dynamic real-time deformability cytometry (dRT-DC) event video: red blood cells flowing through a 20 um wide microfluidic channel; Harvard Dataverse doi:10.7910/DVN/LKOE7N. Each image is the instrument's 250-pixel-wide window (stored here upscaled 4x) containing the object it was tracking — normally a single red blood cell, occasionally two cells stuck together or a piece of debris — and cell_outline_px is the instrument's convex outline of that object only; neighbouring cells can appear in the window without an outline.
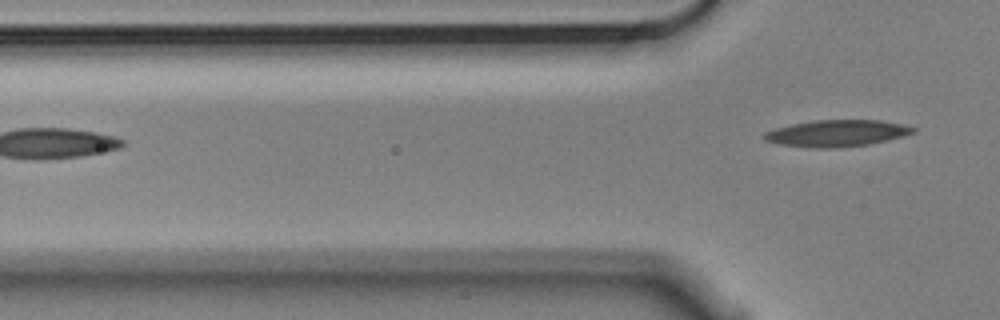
{"species": "Egyptian fruit bat (a non-hibernating species)", "species_latin": "Rousettus aegyptiacus", "temperature_condition": "cold", "stored_images_in_passage": 2, "camera_frame_rate_fps": 3000, "um_per_image_px": 0.085, "animal": {"sex": "male"}, "frame": {"image": 1, "passage_image": 2, "time_ms": 0.333, "image_size_px": [1000, 320], "cell_outline_px": [[916, 132], [868, 144], [836, 148], [812, 148], [780, 144], [764, 140], [760, 136], [764, 132], [776, 128], [792, 124], [812, 120], [880, 120], [900, 124], [916, 128]], "centroid_in_image_um": [71.05, 11.32], "position_along_channel_um": 54.7, "area_um2": 22.95}}